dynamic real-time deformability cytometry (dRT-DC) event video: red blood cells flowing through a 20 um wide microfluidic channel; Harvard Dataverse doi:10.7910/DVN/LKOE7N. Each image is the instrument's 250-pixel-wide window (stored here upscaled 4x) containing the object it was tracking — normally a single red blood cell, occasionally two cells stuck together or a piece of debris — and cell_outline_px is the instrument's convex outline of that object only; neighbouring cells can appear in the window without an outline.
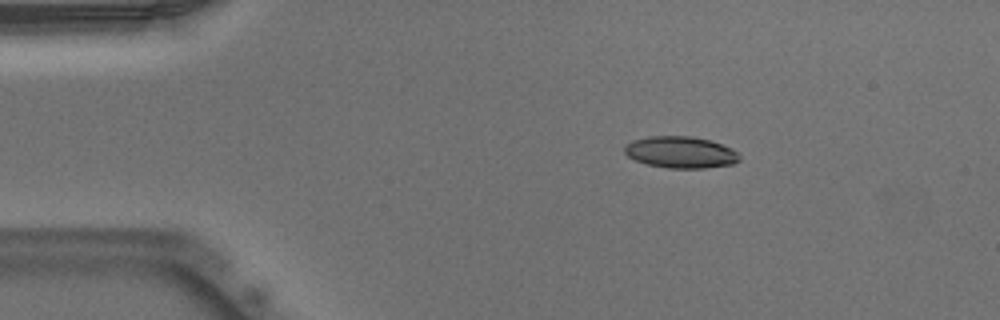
{"species": "Egyptian fruit bat (a non-hibernating species)", "species_latin": "Rousettus aegyptiacus", "temperature_condition": "warm", "stored_images_in_passage": 45, "camera_frame_rate_fps": 3000, "um_per_image_px": 0.085, "animal": {"sex": "male"}, "frame": {"image": 1, "passage_image": 3, "time_ms": 0.667, "image_size_px": [1000, 320], "cell_outline_px": [[740, 160], [732, 164], [704, 168], [668, 168], [648, 164], [636, 160], [628, 156], [624, 152], [624, 144], [632, 140], [648, 136], [692, 136], [712, 140], [732, 148], [740, 156]], "centroid_in_image_um": [57.85, 12.93], "position_along_channel_um": 27.2, "area_um2": 21.33}}
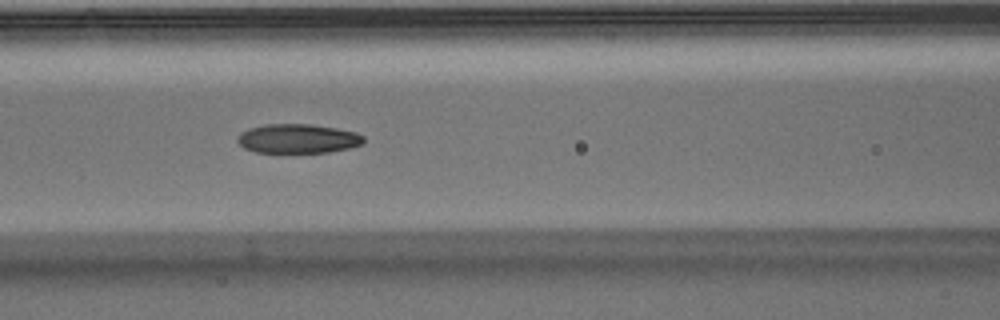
{"frame": {"image": 2, "passage_image": 16, "time_ms": 5.0, "image_size_px": [1000, 320], "cell_outline_px": [[364, 144], [348, 148], [328, 152], [256, 152], [244, 148], [236, 140], [240, 132], [248, 128], [264, 124], [308, 124], [336, 128], [356, 132], [364, 136]], "centroid_in_image_um": [25.31, 11.77], "position_along_channel_um": 141.3, "area_um2": 21.5}}
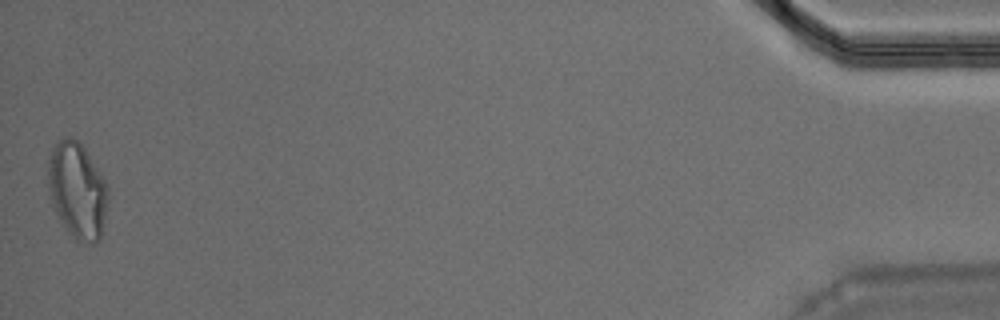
{"frame": {"image": 3, "passage_image": 45, "time_ms": 14.667, "image_size_px": [1000, 320], "cell_outline_px": [[108, 200], [100, 240], [92, 244], [76, 240], [64, 224], [56, 212], [52, 204], [48, 176], [48, 160], [52, 148], [64, 136], [72, 136], [84, 148], [104, 180], [108, 188]], "centroid_in_image_um": [6.58, 16.18], "position_along_channel_um": 428.6, "area_um2": 32.95}, "authors_computed_cell_mechanics": {"area_um2": 21.964, "velocity_mm_per_s": 3.9464, "shape_relaxation_time_tau1_ms": null, "shape_relaxation_time_tau2_ms": 3.1862, "deformation_change_tau1": null, "deformation_change_tau2": 0.1018}}